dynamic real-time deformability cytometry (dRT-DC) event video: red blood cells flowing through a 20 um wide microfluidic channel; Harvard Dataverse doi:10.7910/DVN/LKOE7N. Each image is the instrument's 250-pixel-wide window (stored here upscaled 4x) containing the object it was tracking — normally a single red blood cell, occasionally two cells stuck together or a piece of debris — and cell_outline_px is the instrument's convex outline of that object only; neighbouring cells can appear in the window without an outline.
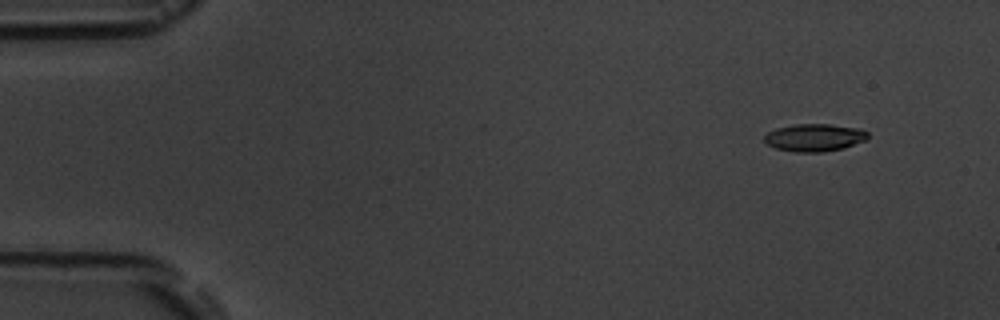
{"species": "common noctule bat (a hibernating species)", "species_latin": "Nyctalus noctula", "temperature_condition": "room temperature", "stored_images_in_passage": 9, "camera_frame_rate_fps": 3000, "um_per_image_px": 0.085, "animal": {"sex": "male", "body_mass_g": 19.5, "forearm_length_mm": 54.6}, "frame": {"image": 1, "passage_image": 2, "time_ms": 1.333, "image_size_px": [1000, 320], "cell_outline_px": [[868, 136], [864, 140], [844, 148], [824, 152], [796, 152], [776, 148], [768, 144], [764, 140], [764, 136], [768, 132], [776, 128], [796, 124], [828, 124], [860, 128], [868, 132]], "centroid_in_image_um": [69.23, 11.69], "position_along_channel_um": 15.8, "area_um2": 16.53}}
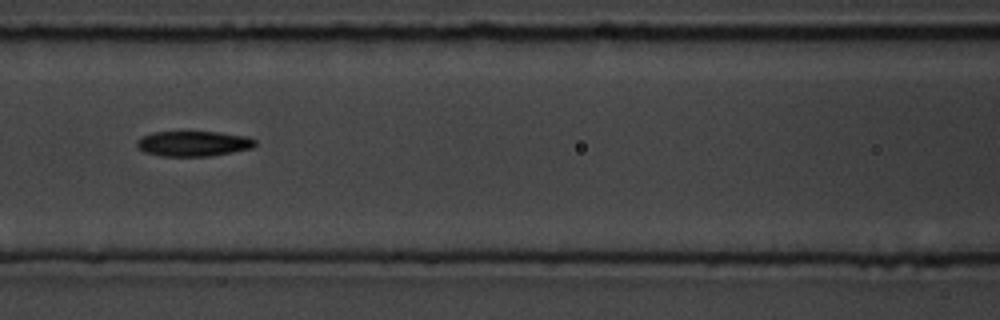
{"frame": {"image": 2, "passage_image": 7, "time_ms": 8.0, "image_size_px": [1000, 320], "cell_outline_px": [[256, 144], [252, 148], [232, 152], [208, 156], [160, 156], [144, 152], [136, 144], [144, 136], [152, 132], [220, 132], [248, 136], [256, 140]], "centroid_in_image_um": [16.49, 12.2], "position_along_channel_um": 150.1, "area_um2": 17.28}}
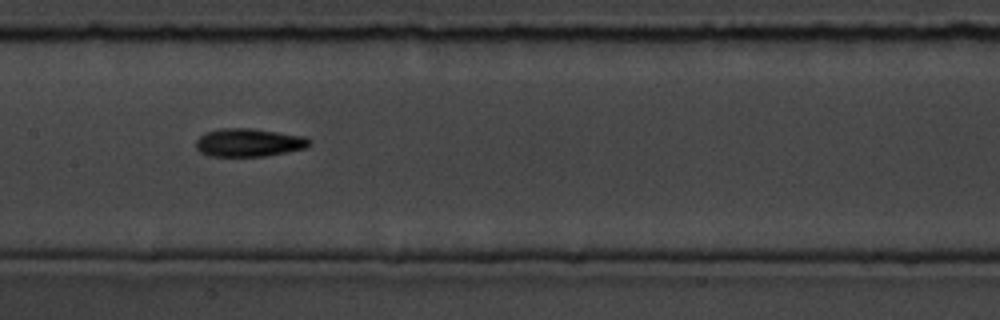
{"frame": {"image": 3, "passage_image": 8, "time_ms": 9.0, "image_size_px": [1000, 320], "cell_outline_px": [[312, 144], [304, 148], [288, 152], [264, 156], [208, 156], [200, 152], [196, 148], [196, 140], [204, 132], [220, 128], [252, 128], [304, 136], [312, 140]], "centroid_in_image_um": [21.14, 12.11], "position_along_channel_um": 186.3, "area_um2": 18.79}}